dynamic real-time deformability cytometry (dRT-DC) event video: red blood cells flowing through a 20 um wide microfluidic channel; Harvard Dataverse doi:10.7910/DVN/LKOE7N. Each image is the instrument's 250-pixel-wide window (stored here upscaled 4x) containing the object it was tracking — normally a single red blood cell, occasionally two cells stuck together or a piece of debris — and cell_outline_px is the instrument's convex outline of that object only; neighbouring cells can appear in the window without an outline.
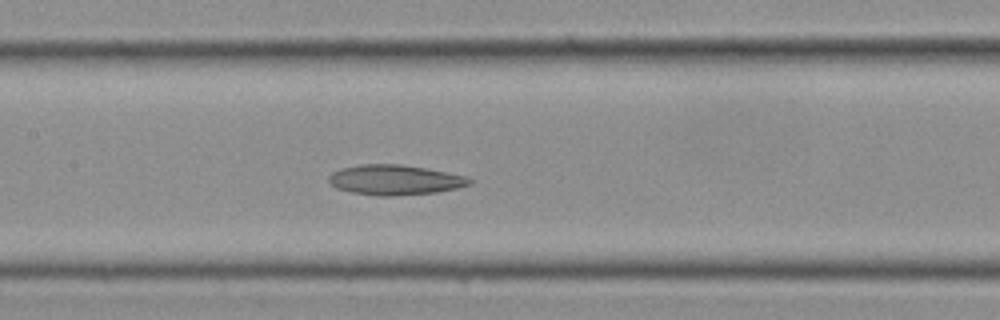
{"species": "Egyptian fruit bat (a non-hibernating species)", "species_latin": "Rousettus aegyptiacus", "temperature_condition": "cold", "stored_images_in_passage": 15, "camera_frame_rate_fps": 3000, "um_per_image_px": 0.085, "frame": {"image": 1, "passage_image": 13, "time_ms": 4.0, "image_size_px": [1000, 320], "cell_outline_px": [[476, 180], [472, 184], [456, 188], [436, 192], [392, 196], [376, 196], [352, 192], [336, 188], [328, 180], [328, 176], [332, 172], [340, 168], [360, 164], [400, 164], [424, 168], [464, 176]], "centroid_in_image_um": [33.54, 15.29], "position_along_channel_um": 173.9, "area_um2": 24.62}}
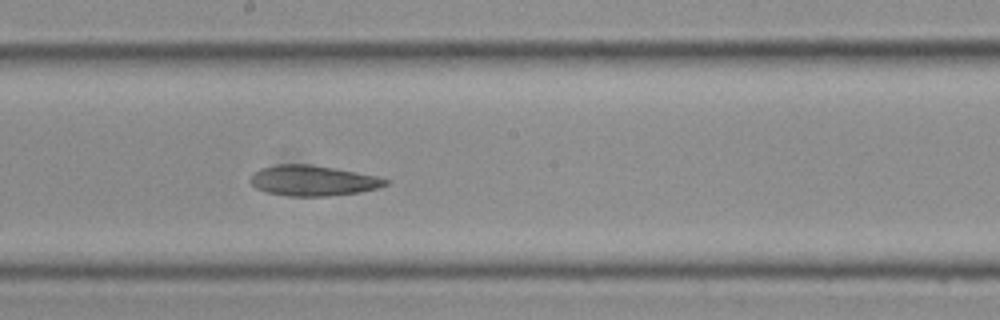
{"frame": {"image": 2, "passage_image": 15, "time_ms": 4.667, "image_size_px": [1000, 320], "cell_outline_px": [[392, 180], [388, 184], [380, 188], [360, 192], [328, 196], [292, 196], [264, 192], [256, 188], [248, 180], [252, 172], [260, 168], [276, 164], [308, 164], [336, 168], [380, 176]], "centroid_in_image_um": [26.62, 15.34], "position_along_channel_um": 221.6, "area_um2": 24.45}}